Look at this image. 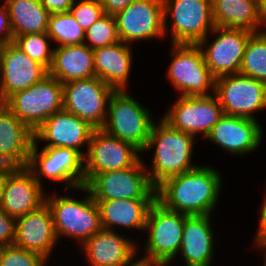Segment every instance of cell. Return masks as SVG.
I'll return each instance as SVG.
<instances>
[{
  "label": "cell",
  "mask_w": 266,
  "mask_h": 266,
  "mask_svg": "<svg viewBox=\"0 0 266 266\" xmlns=\"http://www.w3.org/2000/svg\"><path fill=\"white\" fill-rule=\"evenodd\" d=\"M221 171L209 164L165 179L156 187V200L186 215H214L222 197Z\"/></svg>",
  "instance_id": "cell-1"
},
{
  "label": "cell",
  "mask_w": 266,
  "mask_h": 266,
  "mask_svg": "<svg viewBox=\"0 0 266 266\" xmlns=\"http://www.w3.org/2000/svg\"><path fill=\"white\" fill-rule=\"evenodd\" d=\"M159 118L154 121L147 146L142 151V157L148 156L145 154L152 151L153 155L149 158L152 160H149V164L144 161V165L149 180L155 188L165 179L199 165L193 162L196 161L193 155L194 146L199 140L191 134L174 129L161 117Z\"/></svg>",
  "instance_id": "cell-2"
},
{
  "label": "cell",
  "mask_w": 266,
  "mask_h": 266,
  "mask_svg": "<svg viewBox=\"0 0 266 266\" xmlns=\"http://www.w3.org/2000/svg\"><path fill=\"white\" fill-rule=\"evenodd\" d=\"M48 189L45 203L48 205L53 219L54 230L58 242L62 238L73 239L77 248L90 239L101 227L100 211L89 189L84 185L61 193L57 189ZM83 194L84 198L70 192ZM83 192V193H82ZM61 193V194H60Z\"/></svg>",
  "instance_id": "cell-3"
},
{
  "label": "cell",
  "mask_w": 266,
  "mask_h": 266,
  "mask_svg": "<svg viewBox=\"0 0 266 266\" xmlns=\"http://www.w3.org/2000/svg\"><path fill=\"white\" fill-rule=\"evenodd\" d=\"M186 216L165 208L156 200L147 216L144 231L147 234L143 235L147 239L144 238V244L138 242V261L149 266H168L175 260L180 249Z\"/></svg>",
  "instance_id": "cell-4"
},
{
  "label": "cell",
  "mask_w": 266,
  "mask_h": 266,
  "mask_svg": "<svg viewBox=\"0 0 266 266\" xmlns=\"http://www.w3.org/2000/svg\"><path fill=\"white\" fill-rule=\"evenodd\" d=\"M129 90H115L109 99L103 130L131 143L141 152L146 148L155 114L134 98Z\"/></svg>",
  "instance_id": "cell-5"
},
{
  "label": "cell",
  "mask_w": 266,
  "mask_h": 266,
  "mask_svg": "<svg viewBox=\"0 0 266 266\" xmlns=\"http://www.w3.org/2000/svg\"><path fill=\"white\" fill-rule=\"evenodd\" d=\"M163 16L171 44L197 45L215 27L212 0H163Z\"/></svg>",
  "instance_id": "cell-6"
},
{
  "label": "cell",
  "mask_w": 266,
  "mask_h": 266,
  "mask_svg": "<svg viewBox=\"0 0 266 266\" xmlns=\"http://www.w3.org/2000/svg\"><path fill=\"white\" fill-rule=\"evenodd\" d=\"M169 50L168 56L171 61L168 71L166 70V78L178 96L214 94L215 78L207 67L198 45L171 44Z\"/></svg>",
  "instance_id": "cell-7"
},
{
  "label": "cell",
  "mask_w": 266,
  "mask_h": 266,
  "mask_svg": "<svg viewBox=\"0 0 266 266\" xmlns=\"http://www.w3.org/2000/svg\"><path fill=\"white\" fill-rule=\"evenodd\" d=\"M27 168L44 189V180L62 183L64 190L85 185L84 157L71 148H40L33 142Z\"/></svg>",
  "instance_id": "cell-8"
},
{
  "label": "cell",
  "mask_w": 266,
  "mask_h": 266,
  "mask_svg": "<svg viewBox=\"0 0 266 266\" xmlns=\"http://www.w3.org/2000/svg\"><path fill=\"white\" fill-rule=\"evenodd\" d=\"M3 104L34 132L63 109V84L48 73L28 89L9 96Z\"/></svg>",
  "instance_id": "cell-9"
},
{
  "label": "cell",
  "mask_w": 266,
  "mask_h": 266,
  "mask_svg": "<svg viewBox=\"0 0 266 266\" xmlns=\"http://www.w3.org/2000/svg\"><path fill=\"white\" fill-rule=\"evenodd\" d=\"M142 157L135 165L95 174L85 186L95 201L156 199V188L149 180Z\"/></svg>",
  "instance_id": "cell-10"
},
{
  "label": "cell",
  "mask_w": 266,
  "mask_h": 266,
  "mask_svg": "<svg viewBox=\"0 0 266 266\" xmlns=\"http://www.w3.org/2000/svg\"><path fill=\"white\" fill-rule=\"evenodd\" d=\"M161 118L174 129L204 138L224 115L215 94L207 96H176ZM201 136V137H200Z\"/></svg>",
  "instance_id": "cell-11"
},
{
  "label": "cell",
  "mask_w": 266,
  "mask_h": 266,
  "mask_svg": "<svg viewBox=\"0 0 266 266\" xmlns=\"http://www.w3.org/2000/svg\"><path fill=\"white\" fill-rule=\"evenodd\" d=\"M252 34V32L244 29L215 26L197 44L215 79L221 76L239 74L245 47Z\"/></svg>",
  "instance_id": "cell-12"
},
{
  "label": "cell",
  "mask_w": 266,
  "mask_h": 266,
  "mask_svg": "<svg viewBox=\"0 0 266 266\" xmlns=\"http://www.w3.org/2000/svg\"><path fill=\"white\" fill-rule=\"evenodd\" d=\"M214 94L226 115L260 121L257 112L266 110V84L240 73L216 78Z\"/></svg>",
  "instance_id": "cell-13"
},
{
  "label": "cell",
  "mask_w": 266,
  "mask_h": 266,
  "mask_svg": "<svg viewBox=\"0 0 266 266\" xmlns=\"http://www.w3.org/2000/svg\"><path fill=\"white\" fill-rule=\"evenodd\" d=\"M114 91L96 76L63 83V109L94 129H102L107 118L108 102Z\"/></svg>",
  "instance_id": "cell-14"
},
{
  "label": "cell",
  "mask_w": 266,
  "mask_h": 266,
  "mask_svg": "<svg viewBox=\"0 0 266 266\" xmlns=\"http://www.w3.org/2000/svg\"><path fill=\"white\" fill-rule=\"evenodd\" d=\"M121 42L165 40L163 0H134L115 16Z\"/></svg>",
  "instance_id": "cell-15"
},
{
  "label": "cell",
  "mask_w": 266,
  "mask_h": 266,
  "mask_svg": "<svg viewBox=\"0 0 266 266\" xmlns=\"http://www.w3.org/2000/svg\"><path fill=\"white\" fill-rule=\"evenodd\" d=\"M141 158L142 152L131 143L94 129L84 157L85 184L95 174L131 167Z\"/></svg>",
  "instance_id": "cell-16"
},
{
  "label": "cell",
  "mask_w": 266,
  "mask_h": 266,
  "mask_svg": "<svg viewBox=\"0 0 266 266\" xmlns=\"http://www.w3.org/2000/svg\"><path fill=\"white\" fill-rule=\"evenodd\" d=\"M262 126L259 121L250 118L224 114L204 140L212 142L214 148L216 145L224 154L243 158L257 152L263 145L265 131Z\"/></svg>",
  "instance_id": "cell-17"
},
{
  "label": "cell",
  "mask_w": 266,
  "mask_h": 266,
  "mask_svg": "<svg viewBox=\"0 0 266 266\" xmlns=\"http://www.w3.org/2000/svg\"><path fill=\"white\" fill-rule=\"evenodd\" d=\"M121 231L101 228L77 250L89 266H134L138 263V242Z\"/></svg>",
  "instance_id": "cell-18"
},
{
  "label": "cell",
  "mask_w": 266,
  "mask_h": 266,
  "mask_svg": "<svg viewBox=\"0 0 266 266\" xmlns=\"http://www.w3.org/2000/svg\"><path fill=\"white\" fill-rule=\"evenodd\" d=\"M93 130L87 122L62 109L34 131V143L38 147L71 148L85 157Z\"/></svg>",
  "instance_id": "cell-19"
},
{
  "label": "cell",
  "mask_w": 266,
  "mask_h": 266,
  "mask_svg": "<svg viewBox=\"0 0 266 266\" xmlns=\"http://www.w3.org/2000/svg\"><path fill=\"white\" fill-rule=\"evenodd\" d=\"M213 216V217H212ZM216 215H187L178 255L168 266L178 261L185 266H213L218 236L212 222ZM212 219V220H211ZM183 262H182V261Z\"/></svg>",
  "instance_id": "cell-20"
},
{
  "label": "cell",
  "mask_w": 266,
  "mask_h": 266,
  "mask_svg": "<svg viewBox=\"0 0 266 266\" xmlns=\"http://www.w3.org/2000/svg\"><path fill=\"white\" fill-rule=\"evenodd\" d=\"M46 192L47 190L38 183L27 167H4V185L0 209L17 219L43 205Z\"/></svg>",
  "instance_id": "cell-21"
},
{
  "label": "cell",
  "mask_w": 266,
  "mask_h": 266,
  "mask_svg": "<svg viewBox=\"0 0 266 266\" xmlns=\"http://www.w3.org/2000/svg\"><path fill=\"white\" fill-rule=\"evenodd\" d=\"M48 70L30 59L14 42L2 44L0 66V103L20 90L39 82Z\"/></svg>",
  "instance_id": "cell-22"
},
{
  "label": "cell",
  "mask_w": 266,
  "mask_h": 266,
  "mask_svg": "<svg viewBox=\"0 0 266 266\" xmlns=\"http://www.w3.org/2000/svg\"><path fill=\"white\" fill-rule=\"evenodd\" d=\"M14 245L51 261L58 243L51 211L46 203L16 219ZM51 258V259H50Z\"/></svg>",
  "instance_id": "cell-23"
},
{
  "label": "cell",
  "mask_w": 266,
  "mask_h": 266,
  "mask_svg": "<svg viewBox=\"0 0 266 266\" xmlns=\"http://www.w3.org/2000/svg\"><path fill=\"white\" fill-rule=\"evenodd\" d=\"M33 142L34 132L0 103V166L27 167Z\"/></svg>",
  "instance_id": "cell-24"
},
{
  "label": "cell",
  "mask_w": 266,
  "mask_h": 266,
  "mask_svg": "<svg viewBox=\"0 0 266 266\" xmlns=\"http://www.w3.org/2000/svg\"><path fill=\"white\" fill-rule=\"evenodd\" d=\"M155 201L156 199L96 201L100 211L101 227L118 232L121 230L122 233L124 230H130V234L137 231V235L140 232L144 235L148 212Z\"/></svg>",
  "instance_id": "cell-25"
},
{
  "label": "cell",
  "mask_w": 266,
  "mask_h": 266,
  "mask_svg": "<svg viewBox=\"0 0 266 266\" xmlns=\"http://www.w3.org/2000/svg\"><path fill=\"white\" fill-rule=\"evenodd\" d=\"M133 48L119 41L94 49L95 76L114 90H128L134 63Z\"/></svg>",
  "instance_id": "cell-26"
},
{
  "label": "cell",
  "mask_w": 266,
  "mask_h": 266,
  "mask_svg": "<svg viewBox=\"0 0 266 266\" xmlns=\"http://www.w3.org/2000/svg\"><path fill=\"white\" fill-rule=\"evenodd\" d=\"M48 73L62 84L94 77L93 49L85 43L54 47L53 61Z\"/></svg>",
  "instance_id": "cell-27"
},
{
  "label": "cell",
  "mask_w": 266,
  "mask_h": 266,
  "mask_svg": "<svg viewBox=\"0 0 266 266\" xmlns=\"http://www.w3.org/2000/svg\"><path fill=\"white\" fill-rule=\"evenodd\" d=\"M212 16L217 27L252 33L266 30L260 18L259 0H212Z\"/></svg>",
  "instance_id": "cell-28"
},
{
  "label": "cell",
  "mask_w": 266,
  "mask_h": 266,
  "mask_svg": "<svg viewBox=\"0 0 266 266\" xmlns=\"http://www.w3.org/2000/svg\"><path fill=\"white\" fill-rule=\"evenodd\" d=\"M5 3L14 38L25 34L47 32L50 13L40 0H5Z\"/></svg>",
  "instance_id": "cell-29"
},
{
  "label": "cell",
  "mask_w": 266,
  "mask_h": 266,
  "mask_svg": "<svg viewBox=\"0 0 266 266\" xmlns=\"http://www.w3.org/2000/svg\"><path fill=\"white\" fill-rule=\"evenodd\" d=\"M239 73L266 84V30L249 37Z\"/></svg>",
  "instance_id": "cell-30"
},
{
  "label": "cell",
  "mask_w": 266,
  "mask_h": 266,
  "mask_svg": "<svg viewBox=\"0 0 266 266\" xmlns=\"http://www.w3.org/2000/svg\"><path fill=\"white\" fill-rule=\"evenodd\" d=\"M47 34L54 47L85 42V32L70 12L50 14Z\"/></svg>",
  "instance_id": "cell-31"
},
{
  "label": "cell",
  "mask_w": 266,
  "mask_h": 266,
  "mask_svg": "<svg viewBox=\"0 0 266 266\" xmlns=\"http://www.w3.org/2000/svg\"><path fill=\"white\" fill-rule=\"evenodd\" d=\"M13 42L30 59L39 62L47 70L51 68L54 45L47 32L16 36Z\"/></svg>",
  "instance_id": "cell-32"
},
{
  "label": "cell",
  "mask_w": 266,
  "mask_h": 266,
  "mask_svg": "<svg viewBox=\"0 0 266 266\" xmlns=\"http://www.w3.org/2000/svg\"><path fill=\"white\" fill-rule=\"evenodd\" d=\"M119 41L115 17L106 13L85 32L84 43L93 50Z\"/></svg>",
  "instance_id": "cell-33"
},
{
  "label": "cell",
  "mask_w": 266,
  "mask_h": 266,
  "mask_svg": "<svg viewBox=\"0 0 266 266\" xmlns=\"http://www.w3.org/2000/svg\"><path fill=\"white\" fill-rule=\"evenodd\" d=\"M44 256L15 245L0 247V266H49Z\"/></svg>",
  "instance_id": "cell-34"
},
{
  "label": "cell",
  "mask_w": 266,
  "mask_h": 266,
  "mask_svg": "<svg viewBox=\"0 0 266 266\" xmlns=\"http://www.w3.org/2000/svg\"><path fill=\"white\" fill-rule=\"evenodd\" d=\"M69 12L84 32L105 14L100 0H74Z\"/></svg>",
  "instance_id": "cell-35"
},
{
  "label": "cell",
  "mask_w": 266,
  "mask_h": 266,
  "mask_svg": "<svg viewBox=\"0 0 266 266\" xmlns=\"http://www.w3.org/2000/svg\"><path fill=\"white\" fill-rule=\"evenodd\" d=\"M263 202H261L262 204L260 205V211H259V224L258 225V229H256V234L254 235L255 237L253 240V244L251 245L252 247L250 248H254L253 250L256 249L257 250H261L260 253L262 254V252H266V193L264 192V196H263ZM256 247V248H255Z\"/></svg>",
  "instance_id": "cell-36"
},
{
  "label": "cell",
  "mask_w": 266,
  "mask_h": 266,
  "mask_svg": "<svg viewBox=\"0 0 266 266\" xmlns=\"http://www.w3.org/2000/svg\"><path fill=\"white\" fill-rule=\"evenodd\" d=\"M16 218L0 209V247L14 245Z\"/></svg>",
  "instance_id": "cell-37"
},
{
  "label": "cell",
  "mask_w": 266,
  "mask_h": 266,
  "mask_svg": "<svg viewBox=\"0 0 266 266\" xmlns=\"http://www.w3.org/2000/svg\"><path fill=\"white\" fill-rule=\"evenodd\" d=\"M3 2L0 4V44H7L14 41V36L7 5L5 0Z\"/></svg>",
  "instance_id": "cell-38"
},
{
  "label": "cell",
  "mask_w": 266,
  "mask_h": 266,
  "mask_svg": "<svg viewBox=\"0 0 266 266\" xmlns=\"http://www.w3.org/2000/svg\"><path fill=\"white\" fill-rule=\"evenodd\" d=\"M74 0H40L44 8L50 13L69 12Z\"/></svg>",
  "instance_id": "cell-39"
},
{
  "label": "cell",
  "mask_w": 266,
  "mask_h": 266,
  "mask_svg": "<svg viewBox=\"0 0 266 266\" xmlns=\"http://www.w3.org/2000/svg\"><path fill=\"white\" fill-rule=\"evenodd\" d=\"M134 0H100L104 12L108 15L115 16L120 11L124 10Z\"/></svg>",
  "instance_id": "cell-40"
},
{
  "label": "cell",
  "mask_w": 266,
  "mask_h": 266,
  "mask_svg": "<svg viewBox=\"0 0 266 266\" xmlns=\"http://www.w3.org/2000/svg\"><path fill=\"white\" fill-rule=\"evenodd\" d=\"M259 13L263 26L266 29V0H259Z\"/></svg>",
  "instance_id": "cell-41"
},
{
  "label": "cell",
  "mask_w": 266,
  "mask_h": 266,
  "mask_svg": "<svg viewBox=\"0 0 266 266\" xmlns=\"http://www.w3.org/2000/svg\"><path fill=\"white\" fill-rule=\"evenodd\" d=\"M3 185H4V167L0 166V207L2 203Z\"/></svg>",
  "instance_id": "cell-42"
},
{
  "label": "cell",
  "mask_w": 266,
  "mask_h": 266,
  "mask_svg": "<svg viewBox=\"0 0 266 266\" xmlns=\"http://www.w3.org/2000/svg\"><path fill=\"white\" fill-rule=\"evenodd\" d=\"M263 253V255H262V257H263V265L262 266H266V252H262Z\"/></svg>",
  "instance_id": "cell-43"
},
{
  "label": "cell",
  "mask_w": 266,
  "mask_h": 266,
  "mask_svg": "<svg viewBox=\"0 0 266 266\" xmlns=\"http://www.w3.org/2000/svg\"><path fill=\"white\" fill-rule=\"evenodd\" d=\"M134 266H149V265H146V264H144V263L138 262V263H136Z\"/></svg>",
  "instance_id": "cell-44"
},
{
  "label": "cell",
  "mask_w": 266,
  "mask_h": 266,
  "mask_svg": "<svg viewBox=\"0 0 266 266\" xmlns=\"http://www.w3.org/2000/svg\"><path fill=\"white\" fill-rule=\"evenodd\" d=\"M1 52H2V44H0V66H1Z\"/></svg>",
  "instance_id": "cell-45"
}]
</instances>
